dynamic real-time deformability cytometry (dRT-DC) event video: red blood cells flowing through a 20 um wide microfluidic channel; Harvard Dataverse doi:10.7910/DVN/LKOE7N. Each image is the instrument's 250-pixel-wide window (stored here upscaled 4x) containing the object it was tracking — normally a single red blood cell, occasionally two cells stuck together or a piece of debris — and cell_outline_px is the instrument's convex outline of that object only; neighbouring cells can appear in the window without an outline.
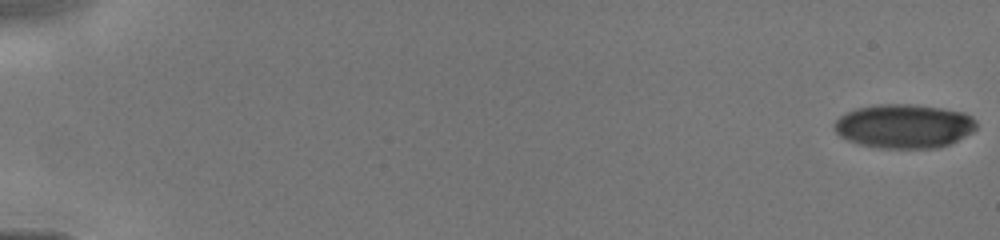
{"species": "human", "species_latin": "Homo sapiens", "temperature_condition": "cold", "stored_images_in_passage": 58, "camera_frame_rate_fps": 3000, "um_per_image_px": 0.085, "donor": {"sex": "male"}, "frame": {"image": 1, "passage_image": 1, "time_ms": 0.0, "image_size_px": [1000, 240], "cell_outline_px": [[976, 128], [972, 132], [948, 144], [936, 148], [880, 148], [860, 144], [848, 140], [840, 136], [832, 128], [832, 124], [840, 116], [856, 108], [880, 104], [912, 104], [940, 108], [964, 112], [972, 116], [976, 120]], "centroid_in_image_um": [76.82, 10.72], "position_along_channel_um": 8.2, "area_um2": 36.41}}
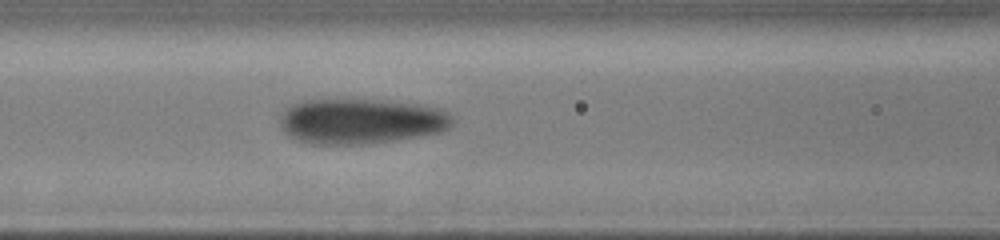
{"frame": {"image": 2, "passage_image": 53, "time_ms": 7.0, "image_size_px": [1000, 240], "cell_outline_px": [[456, 120], [448, 128], [440, 132], [368, 144], [312, 144], [296, 140], [288, 136], [280, 128], [280, 116], [284, 108], [292, 104], [304, 100], [388, 100], [424, 104], [448, 112]], "centroid_in_image_um": [30.66, 10.29], "position_along_channel_um": 135.9, "area_um2": 45.89}}
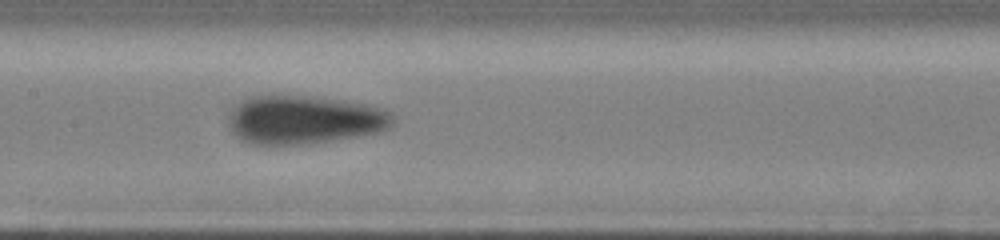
{"frame": {"image": 3, "passage_image": 57, "time_ms": 8.0, "image_size_px": [1000, 240], "cell_outline_px": [[396, 124], [380, 132], [356, 136], [304, 144], [252, 144], [240, 140], [228, 128], [228, 116], [232, 104], [240, 100], [252, 96], [304, 96], [344, 100], [384, 108], [392, 112], [396, 116]], "centroid_in_image_um": [25.85, 10.17], "position_along_channel_um": 181.6, "area_um2": 46.99}}